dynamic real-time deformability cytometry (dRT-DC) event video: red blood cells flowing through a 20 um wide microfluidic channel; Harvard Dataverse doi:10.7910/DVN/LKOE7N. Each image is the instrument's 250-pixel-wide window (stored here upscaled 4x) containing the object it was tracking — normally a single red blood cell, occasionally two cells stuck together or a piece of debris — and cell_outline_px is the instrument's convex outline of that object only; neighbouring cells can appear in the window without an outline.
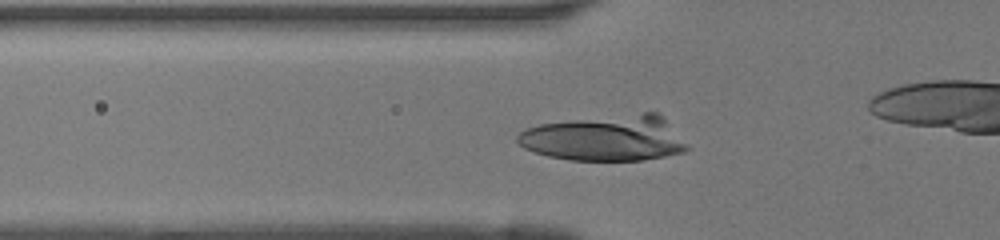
{"species": "human", "species_latin": "Homo sapiens", "temperature_condition": "room temperature", "stored_images_in_passage": 31, "camera_frame_rate_fps": 3000, "um_per_image_px": 0.085, "donor": {"sex": "female"}, "frame": {"image": 1, "passage_image": 9, "time_ms": 2.667, "image_size_px": [1000, 240], "cell_outline_px": [[692, 148], [684, 152], [664, 156], [640, 160], [568, 160], [548, 156], [524, 148], [516, 140], [516, 136], [524, 128], [540, 124], [644, 112], [660, 112], [664, 116]], "centroid_in_image_um": [51.51, 11.74], "position_along_channel_um": 74.3, "area_um2": 45.26}}
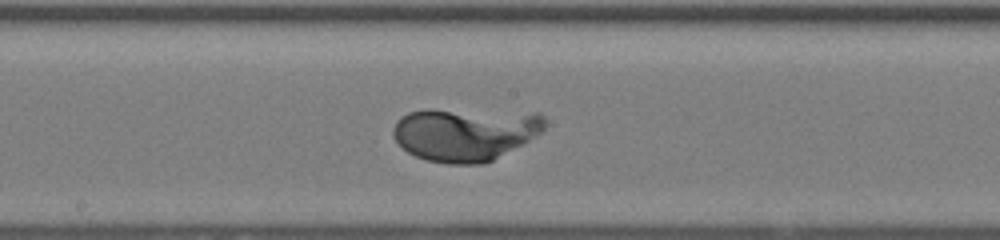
{"frame": {"image": 2, "passage_image": 18, "time_ms": 5.667, "image_size_px": [1000, 240], "cell_outline_px": [[544, 128], [540, 132], [528, 140], [492, 160], [484, 164], [448, 164], [428, 160], [416, 156], [408, 152], [392, 136], [392, 128], [396, 120], [400, 116], [408, 112], [428, 108], [432, 108], [540, 112], [544, 116]], "centroid_in_image_um": [39.5, 11.35], "position_along_channel_um": 208.7, "area_um2": 47.51}}
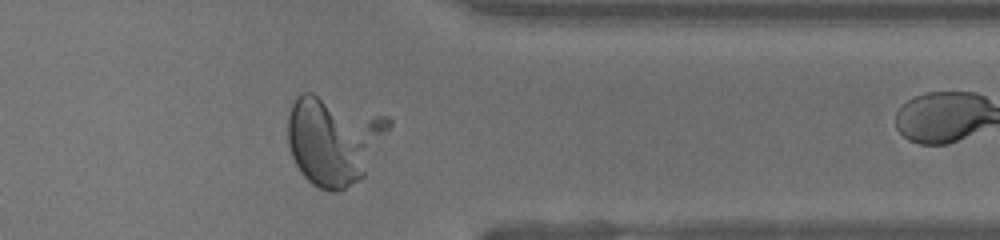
{"frame": {"image": 3, "passage_image": 30, "time_ms": 9.667, "image_size_px": [1000, 240], "cell_outline_px": [[392, 124], [364, 176], [344, 188], [332, 192], [328, 192], [312, 184], [300, 172], [292, 156], [288, 144], [288, 116], [292, 104], [296, 96], [304, 92], [312, 92], [388, 116], [392, 120]], "centroid_in_image_um": [28.36, 11.87], "position_along_channel_um": 383.0, "area_um2": 52.31}}